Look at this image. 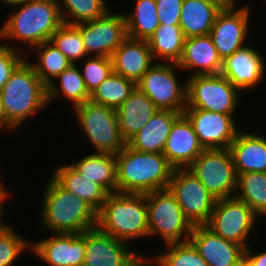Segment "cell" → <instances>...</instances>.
I'll list each match as a JSON object with an SVG mask.
<instances>
[{
	"mask_svg": "<svg viewBox=\"0 0 266 266\" xmlns=\"http://www.w3.org/2000/svg\"><path fill=\"white\" fill-rule=\"evenodd\" d=\"M83 177L102 185L109 193L117 192L116 155L93 152L70 164Z\"/></svg>",
	"mask_w": 266,
	"mask_h": 266,
	"instance_id": "obj_28",
	"label": "cell"
},
{
	"mask_svg": "<svg viewBox=\"0 0 266 266\" xmlns=\"http://www.w3.org/2000/svg\"><path fill=\"white\" fill-rule=\"evenodd\" d=\"M180 112L159 110L127 144L135 150L150 153H162L174 121Z\"/></svg>",
	"mask_w": 266,
	"mask_h": 266,
	"instance_id": "obj_24",
	"label": "cell"
},
{
	"mask_svg": "<svg viewBox=\"0 0 266 266\" xmlns=\"http://www.w3.org/2000/svg\"><path fill=\"white\" fill-rule=\"evenodd\" d=\"M177 63L155 62L137 82L159 110H171L183 114L186 108V80H178Z\"/></svg>",
	"mask_w": 266,
	"mask_h": 266,
	"instance_id": "obj_9",
	"label": "cell"
},
{
	"mask_svg": "<svg viewBox=\"0 0 266 266\" xmlns=\"http://www.w3.org/2000/svg\"><path fill=\"white\" fill-rule=\"evenodd\" d=\"M31 50H25L27 52L25 53V57L31 56L30 52H36L38 50V58H35V63L34 61L29 62L47 87L55 82L53 79H56L65 69L72 65L69 59L50 41L35 46Z\"/></svg>",
	"mask_w": 266,
	"mask_h": 266,
	"instance_id": "obj_30",
	"label": "cell"
},
{
	"mask_svg": "<svg viewBox=\"0 0 266 266\" xmlns=\"http://www.w3.org/2000/svg\"><path fill=\"white\" fill-rule=\"evenodd\" d=\"M205 149L189 119L181 114L172 124L162 154L174 168H188Z\"/></svg>",
	"mask_w": 266,
	"mask_h": 266,
	"instance_id": "obj_20",
	"label": "cell"
},
{
	"mask_svg": "<svg viewBox=\"0 0 266 266\" xmlns=\"http://www.w3.org/2000/svg\"><path fill=\"white\" fill-rule=\"evenodd\" d=\"M10 195L11 194L9 193V190L7 189V187H5L3 183H0V212H5L4 203H6V200L7 201L9 200L8 198H10L9 197Z\"/></svg>",
	"mask_w": 266,
	"mask_h": 266,
	"instance_id": "obj_43",
	"label": "cell"
},
{
	"mask_svg": "<svg viewBox=\"0 0 266 266\" xmlns=\"http://www.w3.org/2000/svg\"><path fill=\"white\" fill-rule=\"evenodd\" d=\"M229 150L237 174L266 173V136L239 130Z\"/></svg>",
	"mask_w": 266,
	"mask_h": 266,
	"instance_id": "obj_23",
	"label": "cell"
},
{
	"mask_svg": "<svg viewBox=\"0 0 266 266\" xmlns=\"http://www.w3.org/2000/svg\"><path fill=\"white\" fill-rule=\"evenodd\" d=\"M97 227L126 243L149 237L146 193H110L97 212Z\"/></svg>",
	"mask_w": 266,
	"mask_h": 266,
	"instance_id": "obj_5",
	"label": "cell"
},
{
	"mask_svg": "<svg viewBox=\"0 0 266 266\" xmlns=\"http://www.w3.org/2000/svg\"><path fill=\"white\" fill-rule=\"evenodd\" d=\"M189 241L197 249L208 266L241 264L245 248L216 235L205 225H194Z\"/></svg>",
	"mask_w": 266,
	"mask_h": 266,
	"instance_id": "obj_19",
	"label": "cell"
},
{
	"mask_svg": "<svg viewBox=\"0 0 266 266\" xmlns=\"http://www.w3.org/2000/svg\"><path fill=\"white\" fill-rule=\"evenodd\" d=\"M221 9L204 0H183L179 26L186 38L210 35Z\"/></svg>",
	"mask_w": 266,
	"mask_h": 266,
	"instance_id": "obj_27",
	"label": "cell"
},
{
	"mask_svg": "<svg viewBox=\"0 0 266 266\" xmlns=\"http://www.w3.org/2000/svg\"><path fill=\"white\" fill-rule=\"evenodd\" d=\"M117 192L148 193L167 189L174 168L162 153L141 152L128 144L116 154Z\"/></svg>",
	"mask_w": 266,
	"mask_h": 266,
	"instance_id": "obj_4",
	"label": "cell"
},
{
	"mask_svg": "<svg viewBox=\"0 0 266 266\" xmlns=\"http://www.w3.org/2000/svg\"><path fill=\"white\" fill-rule=\"evenodd\" d=\"M214 5L218 6L221 10L227 9L232 7L233 5H237L235 2L236 0H204Z\"/></svg>",
	"mask_w": 266,
	"mask_h": 266,
	"instance_id": "obj_44",
	"label": "cell"
},
{
	"mask_svg": "<svg viewBox=\"0 0 266 266\" xmlns=\"http://www.w3.org/2000/svg\"><path fill=\"white\" fill-rule=\"evenodd\" d=\"M0 128L6 131V114L3 107V100L0 93Z\"/></svg>",
	"mask_w": 266,
	"mask_h": 266,
	"instance_id": "obj_45",
	"label": "cell"
},
{
	"mask_svg": "<svg viewBox=\"0 0 266 266\" xmlns=\"http://www.w3.org/2000/svg\"><path fill=\"white\" fill-rule=\"evenodd\" d=\"M204 149H229L239 131L235 114H223L202 109H185Z\"/></svg>",
	"mask_w": 266,
	"mask_h": 266,
	"instance_id": "obj_16",
	"label": "cell"
},
{
	"mask_svg": "<svg viewBox=\"0 0 266 266\" xmlns=\"http://www.w3.org/2000/svg\"><path fill=\"white\" fill-rule=\"evenodd\" d=\"M11 224L0 228V266H12L25 251H32V243L17 233Z\"/></svg>",
	"mask_w": 266,
	"mask_h": 266,
	"instance_id": "obj_38",
	"label": "cell"
},
{
	"mask_svg": "<svg viewBox=\"0 0 266 266\" xmlns=\"http://www.w3.org/2000/svg\"><path fill=\"white\" fill-rule=\"evenodd\" d=\"M22 51L0 44V91L9 80L11 73L26 58ZM24 56V57H23Z\"/></svg>",
	"mask_w": 266,
	"mask_h": 266,
	"instance_id": "obj_40",
	"label": "cell"
},
{
	"mask_svg": "<svg viewBox=\"0 0 266 266\" xmlns=\"http://www.w3.org/2000/svg\"><path fill=\"white\" fill-rule=\"evenodd\" d=\"M72 110L80 131L88 138L94 151L116 155L127 145L120 132L116 109L89 100Z\"/></svg>",
	"mask_w": 266,
	"mask_h": 266,
	"instance_id": "obj_6",
	"label": "cell"
},
{
	"mask_svg": "<svg viewBox=\"0 0 266 266\" xmlns=\"http://www.w3.org/2000/svg\"><path fill=\"white\" fill-rule=\"evenodd\" d=\"M259 217L242 200L234 197L216 200L209 221L205 224L213 233L235 242L245 249L247 239Z\"/></svg>",
	"mask_w": 266,
	"mask_h": 266,
	"instance_id": "obj_11",
	"label": "cell"
},
{
	"mask_svg": "<svg viewBox=\"0 0 266 266\" xmlns=\"http://www.w3.org/2000/svg\"><path fill=\"white\" fill-rule=\"evenodd\" d=\"M248 246L245 249L244 258L252 265V266H266V250L257 254H254L253 251Z\"/></svg>",
	"mask_w": 266,
	"mask_h": 266,
	"instance_id": "obj_42",
	"label": "cell"
},
{
	"mask_svg": "<svg viewBox=\"0 0 266 266\" xmlns=\"http://www.w3.org/2000/svg\"><path fill=\"white\" fill-rule=\"evenodd\" d=\"M80 69L87 90L92 93L112 72L111 57L88 56Z\"/></svg>",
	"mask_w": 266,
	"mask_h": 266,
	"instance_id": "obj_39",
	"label": "cell"
},
{
	"mask_svg": "<svg viewBox=\"0 0 266 266\" xmlns=\"http://www.w3.org/2000/svg\"><path fill=\"white\" fill-rule=\"evenodd\" d=\"M62 20L65 24L76 25L104 16L109 8L107 0H58ZM61 1V2H60Z\"/></svg>",
	"mask_w": 266,
	"mask_h": 266,
	"instance_id": "obj_36",
	"label": "cell"
},
{
	"mask_svg": "<svg viewBox=\"0 0 266 266\" xmlns=\"http://www.w3.org/2000/svg\"><path fill=\"white\" fill-rule=\"evenodd\" d=\"M0 93L6 114V131H15L49 105L47 86L27 58L11 73Z\"/></svg>",
	"mask_w": 266,
	"mask_h": 266,
	"instance_id": "obj_3",
	"label": "cell"
},
{
	"mask_svg": "<svg viewBox=\"0 0 266 266\" xmlns=\"http://www.w3.org/2000/svg\"><path fill=\"white\" fill-rule=\"evenodd\" d=\"M55 45L68 59L78 65V60L87 58L80 30L75 25L63 23L51 36L49 40Z\"/></svg>",
	"mask_w": 266,
	"mask_h": 266,
	"instance_id": "obj_37",
	"label": "cell"
},
{
	"mask_svg": "<svg viewBox=\"0 0 266 266\" xmlns=\"http://www.w3.org/2000/svg\"><path fill=\"white\" fill-rule=\"evenodd\" d=\"M184 72L195 75H217L222 69V59L210 35L186 38L182 56L177 63Z\"/></svg>",
	"mask_w": 266,
	"mask_h": 266,
	"instance_id": "obj_21",
	"label": "cell"
},
{
	"mask_svg": "<svg viewBox=\"0 0 266 266\" xmlns=\"http://www.w3.org/2000/svg\"><path fill=\"white\" fill-rule=\"evenodd\" d=\"M165 246L167 249L162 254L158 252L154 257L145 256L146 266H208L190 241Z\"/></svg>",
	"mask_w": 266,
	"mask_h": 266,
	"instance_id": "obj_35",
	"label": "cell"
},
{
	"mask_svg": "<svg viewBox=\"0 0 266 266\" xmlns=\"http://www.w3.org/2000/svg\"><path fill=\"white\" fill-rule=\"evenodd\" d=\"M167 189L193 226L209 221L216 199L188 168L174 169Z\"/></svg>",
	"mask_w": 266,
	"mask_h": 266,
	"instance_id": "obj_12",
	"label": "cell"
},
{
	"mask_svg": "<svg viewBox=\"0 0 266 266\" xmlns=\"http://www.w3.org/2000/svg\"><path fill=\"white\" fill-rule=\"evenodd\" d=\"M11 6L17 8L0 27V40L9 41L0 43L23 52L15 44L9 45L10 41L23 42L31 51L33 47L49 41L64 23L58 0H25Z\"/></svg>",
	"mask_w": 266,
	"mask_h": 266,
	"instance_id": "obj_1",
	"label": "cell"
},
{
	"mask_svg": "<svg viewBox=\"0 0 266 266\" xmlns=\"http://www.w3.org/2000/svg\"><path fill=\"white\" fill-rule=\"evenodd\" d=\"M149 238L160 236L164 244L189 241L193 225L168 189L146 193Z\"/></svg>",
	"mask_w": 266,
	"mask_h": 266,
	"instance_id": "obj_7",
	"label": "cell"
},
{
	"mask_svg": "<svg viewBox=\"0 0 266 266\" xmlns=\"http://www.w3.org/2000/svg\"><path fill=\"white\" fill-rule=\"evenodd\" d=\"M137 83L112 72L92 93L90 100L117 109L134 91Z\"/></svg>",
	"mask_w": 266,
	"mask_h": 266,
	"instance_id": "obj_34",
	"label": "cell"
},
{
	"mask_svg": "<svg viewBox=\"0 0 266 266\" xmlns=\"http://www.w3.org/2000/svg\"><path fill=\"white\" fill-rule=\"evenodd\" d=\"M43 188L40 225L45 232L77 233L97 226V211L85 200L64 189L51 175Z\"/></svg>",
	"mask_w": 266,
	"mask_h": 266,
	"instance_id": "obj_2",
	"label": "cell"
},
{
	"mask_svg": "<svg viewBox=\"0 0 266 266\" xmlns=\"http://www.w3.org/2000/svg\"><path fill=\"white\" fill-rule=\"evenodd\" d=\"M3 212H0V228L4 225V224H7L8 222H5V221H2V216H3Z\"/></svg>",
	"mask_w": 266,
	"mask_h": 266,
	"instance_id": "obj_47",
	"label": "cell"
},
{
	"mask_svg": "<svg viewBox=\"0 0 266 266\" xmlns=\"http://www.w3.org/2000/svg\"><path fill=\"white\" fill-rule=\"evenodd\" d=\"M113 72L138 82L155 63L146 40L127 38L111 55Z\"/></svg>",
	"mask_w": 266,
	"mask_h": 266,
	"instance_id": "obj_22",
	"label": "cell"
},
{
	"mask_svg": "<svg viewBox=\"0 0 266 266\" xmlns=\"http://www.w3.org/2000/svg\"><path fill=\"white\" fill-rule=\"evenodd\" d=\"M185 39L179 25L160 24L147 41L155 62L178 63Z\"/></svg>",
	"mask_w": 266,
	"mask_h": 266,
	"instance_id": "obj_29",
	"label": "cell"
},
{
	"mask_svg": "<svg viewBox=\"0 0 266 266\" xmlns=\"http://www.w3.org/2000/svg\"><path fill=\"white\" fill-rule=\"evenodd\" d=\"M64 189L88 202L97 212L110 194L99 183L83 177L70 164H62L50 174Z\"/></svg>",
	"mask_w": 266,
	"mask_h": 266,
	"instance_id": "obj_26",
	"label": "cell"
},
{
	"mask_svg": "<svg viewBox=\"0 0 266 266\" xmlns=\"http://www.w3.org/2000/svg\"><path fill=\"white\" fill-rule=\"evenodd\" d=\"M123 139L128 142L151 119L157 108L138 87L116 109Z\"/></svg>",
	"mask_w": 266,
	"mask_h": 266,
	"instance_id": "obj_25",
	"label": "cell"
},
{
	"mask_svg": "<svg viewBox=\"0 0 266 266\" xmlns=\"http://www.w3.org/2000/svg\"><path fill=\"white\" fill-rule=\"evenodd\" d=\"M250 10L248 5L238 9L233 5L217 14L210 36L222 61L246 45Z\"/></svg>",
	"mask_w": 266,
	"mask_h": 266,
	"instance_id": "obj_15",
	"label": "cell"
},
{
	"mask_svg": "<svg viewBox=\"0 0 266 266\" xmlns=\"http://www.w3.org/2000/svg\"><path fill=\"white\" fill-rule=\"evenodd\" d=\"M183 0H156L160 24L179 25Z\"/></svg>",
	"mask_w": 266,
	"mask_h": 266,
	"instance_id": "obj_41",
	"label": "cell"
},
{
	"mask_svg": "<svg viewBox=\"0 0 266 266\" xmlns=\"http://www.w3.org/2000/svg\"><path fill=\"white\" fill-rule=\"evenodd\" d=\"M186 108L236 114L239 90L223 75H195L186 80Z\"/></svg>",
	"mask_w": 266,
	"mask_h": 266,
	"instance_id": "obj_8",
	"label": "cell"
},
{
	"mask_svg": "<svg viewBox=\"0 0 266 266\" xmlns=\"http://www.w3.org/2000/svg\"><path fill=\"white\" fill-rule=\"evenodd\" d=\"M135 10L125 13L124 18L129 38L148 40L160 25L156 0H136Z\"/></svg>",
	"mask_w": 266,
	"mask_h": 266,
	"instance_id": "obj_32",
	"label": "cell"
},
{
	"mask_svg": "<svg viewBox=\"0 0 266 266\" xmlns=\"http://www.w3.org/2000/svg\"><path fill=\"white\" fill-rule=\"evenodd\" d=\"M257 50L245 45L222 61L220 74L239 91L254 89L265 77L266 62Z\"/></svg>",
	"mask_w": 266,
	"mask_h": 266,
	"instance_id": "obj_18",
	"label": "cell"
},
{
	"mask_svg": "<svg viewBox=\"0 0 266 266\" xmlns=\"http://www.w3.org/2000/svg\"><path fill=\"white\" fill-rule=\"evenodd\" d=\"M188 169L216 200L235 196L238 175L229 149H205Z\"/></svg>",
	"mask_w": 266,
	"mask_h": 266,
	"instance_id": "obj_10",
	"label": "cell"
},
{
	"mask_svg": "<svg viewBox=\"0 0 266 266\" xmlns=\"http://www.w3.org/2000/svg\"><path fill=\"white\" fill-rule=\"evenodd\" d=\"M110 11L96 20L75 25L81 32L88 56L111 57L128 38L123 13L114 14Z\"/></svg>",
	"mask_w": 266,
	"mask_h": 266,
	"instance_id": "obj_13",
	"label": "cell"
},
{
	"mask_svg": "<svg viewBox=\"0 0 266 266\" xmlns=\"http://www.w3.org/2000/svg\"><path fill=\"white\" fill-rule=\"evenodd\" d=\"M0 1L3 2V3H6L5 5L11 6V5L23 2L25 0H0Z\"/></svg>",
	"mask_w": 266,
	"mask_h": 266,
	"instance_id": "obj_46",
	"label": "cell"
},
{
	"mask_svg": "<svg viewBox=\"0 0 266 266\" xmlns=\"http://www.w3.org/2000/svg\"><path fill=\"white\" fill-rule=\"evenodd\" d=\"M241 266H252V265L245 258H243Z\"/></svg>",
	"mask_w": 266,
	"mask_h": 266,
	"instance_id": "obj_48",
	"label": "cell"
},
{
	"mask_svg": "<svg viewBox=\"0 0 266 266\" xmlns=\"http://www.w3.org/2000/svg\"><path fill=\"white\" fill-rule=\"evenodd\" d=\"M56 80H59L58 86L56 84L58 82H53L47 87L49 104L61 95L66 97L68 102L71 101L72 109L90 100L91 93L87 90L85 81L77 65L72 64L69 68L65 69Z\"/></svg>",
	"mask_w": 266,
	"mask_h": 266,
	"instance_id": "obj_31",
	"label": "cell"
},
{
	"mask_svg": "<svg viewBox=\"0 0 266 266\" xmlns=\"http://www.w3.org/2000/svg\"><path fill=\"white\" fill-rule=\"evenodd\" d=\"M235 197L244 201L259 217H266V173L248 172L237 174Z\"/></svg>",
	"mask_w": 266,
	"mask_h": 266,
	"instance_id": "obj_33",
	"label": "cell"
},
{
	"mask_svg": "<svg viewBox=\"0 0 266 266\" xmlns=\"http://www.w3.org/2000/svg\"><path fill=\"white\" fill-rule=\"evenodd\" d=\"M135 252L126 242L114 238L96 226L86 230L83 266H146L144 255Z\"/></svg>",
	"mask_w": 266,
	"mask_h": 266,
	"instance_id": "obj_14",
	"label": "cell"
},
{
	"mask_svg": "<svg viewBox=\"0 0 266 266\" xmlns=\"http://www.w3.org/2000/svg\"><path fill=\"white\" fill-rule=\"evenodd\" d=\"M85 252L86 231L51 233L43 240L32 241L31 253L49 266H83Z\"/></svg>",
	"mask_w": 266,
	"mask_h": 266,
	"instance_id": "obj_17",
	"label": "cell"
}]
</instances>
